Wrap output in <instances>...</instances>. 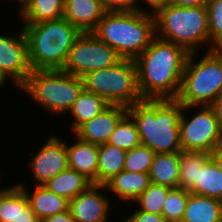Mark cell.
I'll return each instance as SVG.
<instances>
[{
  "label": "cell",
  "instance_id": "cell-1",
  "mask_svg": "<svg viewBox=\"0 0 222 222\" xmlns=\"http://www.w3.org/2000/svg\"><path fill=\"white\" fill-rule=\"evenodd\" d=\"M189 52L155 36L134 60L142 99H177Z\"/></svg>",
  "mask_w": 222,
  "mask_h": 222
},
{
  "label": "cell",
  "instance_id": "cell-2",
  "mask_svg": "<svg viewBox=\"0 0 222 222\" xmlns=\"http://www.w3.org/2000/svg\"><path fill=\"white\" fill-rule=\"evenodd\" d=\"M127 113L136 124L141 144L155 154L182 151V104L177 99H142L127 108Z\"/></svg>",
  "mask_w": 222,
  "mask_h": 222
},
{
  "label": "cell",
  "instance_id": "cell-3",
  "mask_svg": "<svg viewBox=\"0 0 222 222\" xmlns=\"http://www.w3.org/2000/svg\"><path fill=\"white\" fill-rule=\"evenodd\" d=\"M28 58L32 70L62 69L81 32L64 17L39 23H24Z\"/></svg>",
  "mask_w": 222,
  "mask_h": 222
},
{
  "label": "cell",
  "instance_id": "cell-4",
  "mask_svg": "<svg viewBox=\"0 0 222 222\" xmlns=\"http://www.w3.org/2000/svg\"><path fill=\"white\" fill-rule=\"evenodd\" d=\"M93 33L122 59L135 60L155 37V18L139 11L106 12Z\"/></svg>",
  "mask_w": 222,
  "mask_h": 222
},
{
  "label": "cell",
  "instance_id": "cell-5",
  "mask_svg": "<svg viewBox=\"0 0 222 222\" xmlns=\"http://www.w3.org/2000/svg\"><path fill=\"white\" fill-rule=\"evenodd\" d=\"M155 36L195 52L200 44L210 42L206 6L167 4L155 14ZM161 34H160V33ZM160 35V36H159Z\"/></svg>",
  "mask_w": 222,
  "mask_h": 222
},
{
  "label": "cell",
  "instance_id": "cell-6",
  "mask_svg": "<svg viewBox=\"0 0 222 222\" xmlns=\"http://www.w3.org/2000/svg\"><path fill=\"white\" fill-rule=\"evenodd\" d=\"M195 57V52L187 57L177 100L200 109L210 106L222 91V49L207 51L198 62Z\"/></svg>",
  "mask_w": 222,
  "mask_h": 222
},
{
  "label": "cell",
  "instance_id": "cell-7",
  "mask_svg": "<svg viewBox=\"0 0 222 222\" xmlns=\"http://www.w3.org/2000/svg\"><path fill=\"white\" fill-rule=\"evenodd\" d=\"M20 89L52 114H63L70 110L84 83L61 69L32 70Z\"/></svg>",
  "mask_w": 222,
  "mask_h": 222
},
{
  "label": "cell",
  "instance_id": "cell-8",
  "mask_svg": "<svg viewBox=\"0 0 222 222\" xmlns=\"http://www.w3.org/2000/svg\"><path fill=\"white\" fill-rule=\"evenodd\" d=\"M84 89L102 97L109 105L129 108L142 100L134 60L121 59L116 65L82 77Z\"/></svg>",
  "mask_w": 222,
  "mask_h": 222
},
{
  "label": "cell",
  "instance_id": "cell-9",
  "mask_svg": "<svg viewBox=\"0 0 222 222\" xmlns=\"http://www.w3.org/2000/svg\"><path fill=\"white\" fill-rule=\"evenodd\" d=\"M122 58L94 33H81L61 70L82 78L87 73L116 65Z\"/></svg>",
  "mask_w": 222,
  "mask_h": 222
},
{
  "label": "cell",
  "instance_id": "cell-10",
  "mask_svg": "<svg viewBox=\"0 0 222 222\" xmlns=\"http://www.w3.org/2000/svg\"><path fill=\"white\" fill-rule=\"evenodd\" d=\"M191 108L194 106L182 105L179 121L182 151L212 153L216 148L222 147V131L213 109L210 106H203L188 120L184 111Z\"/></svg>",
  "mask_w": 222,
  "mask_h": 222
},
{
  "label": "cell",
  "instance_id": "cell-11",
  "mask_svg": "<svg viewBox=\"0 0 222 222\" xmlns=\"http://www.w3.org/2000/svg\"><path fill=\"white\" fill-rule=\"evenodd\" d=\"M0 69L20 88L32 69L28 58V42L23 28L19 35H0Z\"/></svg>",
  "mask_w": 222,
  "mask_h": 222
},
{
  "label": "cell",
  "instance_id": "cell-12",
  "mask_svg": "<svg viewBox=\"0 0 222 222\" xmlns=\"http://www.w3.org/2000/svg\"><path fill=\"white\" fill-rule=\"evenodd\" d=\"M36 185H45L58 173L69 168L67 144L51 136L30 161Z\"/></svg>",
  "mask_w": 222,
  "mask_h": 222
},
{
  "label": "cell",
  "instance_id": "cell-13",
  "mask_svg": "<svg viewBox=\"0 0 222 222\" xmlns=\"http://www.w3.org/2000/svg\"><path fill=\"white\" fill-rule=\"evenodd\" d=\"M105 185L92 184L69 201V210L76 222H106L111 208L108 198L99 191ZM108 215V216H107Z\"/></svg>",
  "mask_w": 222,
  "mask_h": 222
},
{
  "label": "cell",
  "instance_id": "cell-14",
  "mask_svg": "<svg viewBox=\"0 0 222 222\" xmlns=\"http://www.w3.org/2000/svg\"><path fill=\"white\" fill-rule=\"evenodd\" d=\"M127 113V108L109 105L92 120L82 124L74 133L76 137L92 144L108 143L119 120Z\"/></svg>",
  "mask_w": 222,
  "mask_h": 222
},
{
  "label": "cell",
  "instance_id": "cell-15",
  "mask_svg": "<svg viewBox=\"0 0 222 222\" xmlns=\"http://www.w3.org/2000/svg\"><path fill=\"white\" fill-rule=\"evenodd\" d=\"M105 13L101 0H65L63 17L81 33H93Z\"/></svg>",
  "mask_w": 222,
  "mask_h": 222
},
{
  "label": "cell",
  "instance_id": "cell-16",
  "mask_svg": "<svg viewBox=\"0 0 222 222\" xmlns=\"http://www.w3.org/2000/svg\"><path fill=\"white\" fill-rule=\"evenodd\" d=\"M0 222H39L18 184L0 189Z\"/></svg>",
  "mask_w": 222,
  "mask_h": 222
},
{
  "label": "cell",
  "instance_id": "cell-17",
  "mask_svg": "<svg viewBox=\"0 0 222 222\" xmlns=\"http://www.w3.org/2000/svg\"><path fill=\"white\" fill-rule=\"evenodd\" d=\"M68 146L69 168L83 174L93 184H98L99 145L81 140Z\"/></svg>",
  "mask_w": 222,
  "mask_h": 222
},
{
  "label": "cell",
  "instance_id": "cell-18",
  "mask_svg": "<svg viewBox=\"0 0 222 222\" xmlns=\"http://www.w3.org/2000/svg\"><path fill=\"white\" fill-rule=\"evenodd\" d=\"M151 184L149 173H132L122 170L119 174L109 180L105 186L110 193H114L118 198L134 204L133 202L148 188Z\"/></svg>",
  "mask_w": 222,
  "mask_h": 222
},
{
  "label": "cell",
  "instance_id": "cell-19",
  "mask_svg": "<svg viewBox=\"0 0 222 222\" xmlns=\"http://www.w3.org/2000/svg\"><path fill=\"white\" fill-rule=\"evenodd\" d=\"M18 185L24 190L29 206L39 221L69 210V200L51 192L44 185H36L32 195L27 192L28 190L22 183H18Z\"/></svg>",
  "mask_w": 222,
  "mask_h": 222
},
{
  "label": "cell",
  "instance_id": "cell-20",
  "mask_svg": "<svg viewBox=\"0 0 222 222\" xmlns=\"http://www.w3.org/2000/svg\"><path fill=\"white\" fill-rule=\"evenodd\" d=\"M181 222H222V201L190 192Z\"/></svg>",
  "mask_w": 222,
  "mask_h": 222
},
{
  "label": "cell",
  "instance_id": "cell-21",
  "mask_svg": "<svg viewBox=\"0 0 222 222\" xmlns=\"http://www.w3.org/2000/svg\"><path fill=\"white\" fill-rule=\"evenodd\" d=\"M180 173V152L156 153L149 170L151 183L177 188Z\"/></svg>",
  "mask_w": 222,
  "mask_h": 222
},
{
  "label": "cell",
  "instance_id": "cell-22",
  "mask_svg": "<svg viewBox=\"0 0 222 222\" xmlns=\"http://www.w3.org/2000/svg\"><path fill=\"white\" fill-rule=\"evenodd\" d=\"M65 0H24L20 15L24 23H39L63 17Z\"/></svg>",
  "mask_w": 222,
  "mask_h": 222
},
{
  "label": "cell",
  "instance_id": "cell-23",
  "mask_svg": "<svg viewBox=\"0 0 222 222\" xmlns=\"http://www.w3.org/2000/svg\"><path fill=\"white\" fill-rule=\"evenodd\" d=\"M92 184L83 174L67 168L49 180L44 186L51 192L70 201Z\"/></svg>",
  "mask_w": 222,
  "mask_h": 222
},
{
  "label": "cell",
  "instance_id": "cell-24",
  "mask_svg": "<svg viewBox=\"0 0 222 222\" xmlns=\"http://www.w3.org/2000/svg\"><path fill=\"white\" fill-rule=\"evenodd\" d=\"M108 106L109 104L102 97L83 89L68 111L74 116V122L71 125L73 133L82 124L92 120Z\"/></svg>",
  "mask_w": 222,
  "mask_h": 222
},
{
  "label": "cell",
  "instance_id": "cell-25",
  "mask_svg": "<svg viewBox=\"0 0 222 222\" xmlns=\"http://www.w3.org/2000/svg\"><path fill=\"white\" fill-rule=\"evenodd\" d=\"M126 151L111 144L99 145L98 184L105 185L124 170Z\"/></svg>",
  "mask_w": 222,
  "mask_h": 222
},
{
  "label": "cell",
  "instance_id": "cell-26",
  "mask_svg": "<svg viewBox=\"0 0 222 222\" xmlns=\"http://www.w3.org/2000/svg\"><path fill=\"white\" fill-rule=\"evenodd\" d=\"M210 160V153L202 151L180 152V173L178 188L190 191L198 181L199 169Z\"/></svg>",
  "mask_w": 222,
  "mask_h": 222
},
{
  "label": "cell",
  "instance_id": "cell-27",
  "mask_svg": "<svg viewBox=\"0 0 222 222\" xmlns=\"http://www.w3.org/2000/svg\"><path fill=\"white\" fill-rule=\"evenodd\" d=\"M189 192L222 201V172L211 159L199 169L198 181Z\"/></svg>",
  "mask_w": 222,
  "mask_h": 222
},
{
  "label": "cell",
  "instance_id": "cell-28",
  "mask_svg": "<svg viewBox=\"0 0 222 222\" xmlns=\"http://www.w3.org/2000/svg\"><path fill=\"white\" fill-rule=\"evenodd\" d=\"M108 144L129 151L141 144L140 135L133 118L126 113L117 123Z\"/></svg>",
  "mask_w": 222,
  "mask_h": 222
},
{
  "label": "cell",
  "instance_id": "cell-29",
  "mask_svg": "<svg viewBox=\"0 0 222 222\" xmlns=\"http://www.w3.org/2000/svg\"><path fill=\"white\" fill-rule=\"evenodd\" d=\"M171 189L167 186L151 183L134 203H139L140 211L162 215L164 202Z\"/></svg>",
  "mask_w": 222,
  "mask_h": 222
},
{
  "label": "cell",
  "instance_id": "cell-30",
  "mask_svg": "<svg viewBox=\"0 0 222 222\" xmlns=\"http://www.w3.org/2000/svg\"><path fill=\"white\" fill-rule=\"evenodd\" d=\"M190 192L182 188H172L164 202L162 215L168 222H181Z\"/></svg>",
  "mask_w": 222,
  "mask_h": 222
},
{
  "label": "cell",
  "instance_id": "cell-31",
  "mask_svg": "<svg viewBox=\"0 0 222 222\" xmlns=\"http://www.w3.org/2000/svg\"><path fill=\"white\" fill-rule=\"evenodd\" d=\"M155 153L145 145L126 152L124 170L132 173H149Z\"/></svg>",
  "mask_w": 222,
  "mask_h": 222
},
{
  "label": "cell",
  "instance_id": "cell-32",
  "mask_svg": "<svg viewBox=\"0 0 222 222\" xmlns=\"http://www.w3.org/2000/svg\"><path fill=\"white\" fill-rule=\"evenodd\" d=\"M206 8L210 36V43L208 44H211L208 51L222 49V0H209Z\"/></svg>",
  "mask_w": 222,
  "mask_h": 222
},
{
  "label": "cell",
  "instance_id": "cell-33",
  "mask_svg": "<svg viewBox=\"0 0 222 222\" xmlns=\"http://www.w3.org/2000/svg\"><path fill=\"white\" fill-rule=\"evenodd\" d=\"M106 12L137 11L136 0H101Z\"/></svg>",
  "mask_w": 222,
  "mask_h": 222
},
{
  "label": "cell",
  "instance_id": "cell-34",
  "mask_svg": "<svg viewBox=\"0 0 222 222\" xmlns=\"http://www.w3.org/2000/svg\"><path fill=\"white\" fill-rule=\"evenodd\" d=\"M124 222H168L163 215L136 210Z\"/></svg>",
  "mask_w": 222,
  "mask_h": 222
},
{
  "label": "cell",
  "instance_id": "cell-35",
  "mask_svg": "<svg viewBox=\"0 0 222 222\" xmlns=\"http://www.w3.org/2000/svg\"><path fill=\"white\" fill-rule=\"evenodd\" d=\"M137 1L140 0H136V8L137 11L139 12H146V13H150V14H155L159 9H161L162 7H164L165 5L168 4V0H144L145 2H147L146 4H149L150 9L152 11L147 12V10L142 9L141 7H138L137 4H139ZM141 8V9H140Z\"/></svg>",
  "mask_w": 222,
  "mask_h": 222
},
{
  "label": "cell",
  "instance_id": "cell-36",
  "mask_svg": "<svg viewBox=\"0 0 222 222\" xmlns=\"http://www.w3.org/2000/svg\"><path fill=\"white\" fill-rule=\"evenodd\" d=\"M41 222H76L72 216L70 210L63 212L61 214L46 217L41 220Z\"/></svg>",
  "mask_w": 222,
  "mask_h": 222
},
{
  "label": "cell",
  "instance_id": "cell-37",
  "mask_svg": "<svg viewBox=\"0 0 222 222\" xmlns=\"http://www.w3.org/2000/svg\"><path fill=\"white\" fill-rule=\"evenodd\" d=\"M210 107L213 109L218 125L222 131V91Z\"/></svg>",
  "mask_w": 222,
  "mask_h": 222
},
{
  "label": "cell",
  "instance_id": "cell-38",
  "mask_svg": "<svg viewBox=\"0 0 222 222\" xmlns=\"http://www.w3.org/2000/svg\"><path fill=\"white\" fill-rule=\"evenodd\" d=\"M209 0H168L174 6H206Z\"/></svg>",
  "mask_w": 222,
  "mask_h": 222
},
{
  "label": "cell",
  "instance_id": "cell-39",
  "mask_svg": "<svg viewBox=\"0 0 222 222\" xmlns=\"http://www.w3.org/2000/svg\"><path fill=\"white\" fill-rule=\"evenodd\" d=\"M210 159L216 164L217 168L222 172V147L216 148L210 153Z\"/></svg>",
  "mask_w": 222,
  "mask_h": 222
},
{
  "label": "cell",
  "instance_id": "cell-40",
  "mask_svg": "<svg viewBox=\"0 0 222 222\" xmlns=\"http://www.w3.org/2000/svg\"><path fill=\"white\" fill-rule=\"evenodd\" d=\"M6 79H7V77L2 73V71L0 69V88H1V86H4Z\"/></svg>",
  "mask_w": 222,
  "mask_h": 222
}]
</instances>
